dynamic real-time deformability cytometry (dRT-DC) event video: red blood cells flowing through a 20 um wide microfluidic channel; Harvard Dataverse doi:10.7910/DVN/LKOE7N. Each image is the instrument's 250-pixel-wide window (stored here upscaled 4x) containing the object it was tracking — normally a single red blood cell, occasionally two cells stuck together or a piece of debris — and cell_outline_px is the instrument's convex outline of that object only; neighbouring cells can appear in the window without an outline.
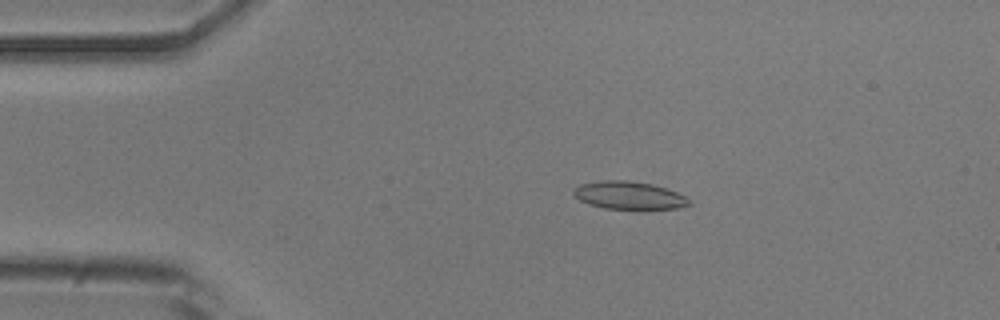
{"species": "common noctule bat (a hibernating species)", "species_latin": "Nyctalus noctula", "temperature_condition": "room temperature", "stored_images_in_passage": 52, "camera_frame_rate_fps": 3000, "um_per_image_px": 0.085, "animal": {"sex": "male", "body_mass_g": 20.5, "forearm_length_mm": 52.5}, "frame": {"image": 1, "passage_image": 10, "time_ms": 3.0, "image_size_px": [1000, 320], "cell_outline_px": [[692, 204], [676, 208], [604, 208], [588, 204], [580, 200], [572, 192], [572, 188], [580, 184], [600, 180], [628, 180], [652, 184], [676, 192], [684, 196]], "centroid_in_image_um": [53.4, 16.58], "position_along_channel_um": 31.6, "area_um2": 18.44}}
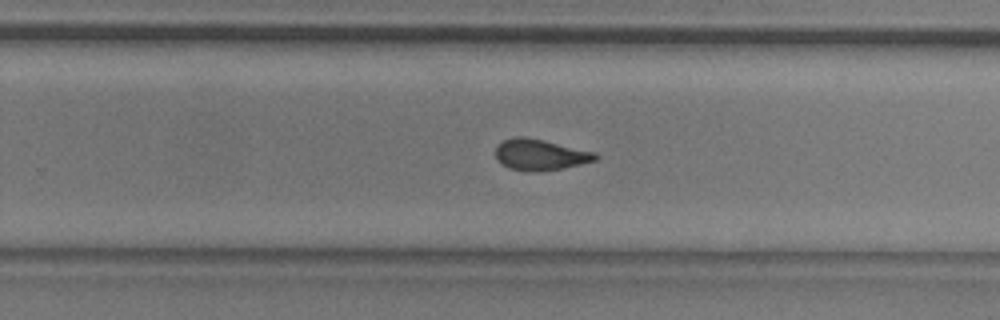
{"frame": {"image": 2, "passage_image": 33, "time_ms": 10.667, "image_size_px": [1000, 320], "cell_outline_px": [[600, 156], [596, 160], [580, 164], [560, 168], [508, 168], [496, 160], [496, 144], [504, 140], [516, 136], [524, 136], [544, 140], [596, 152]], "centroid_in_image_um": [45.92, 13.08], "position_along_channel_um": 283.9, "area_um2": 17.34}}
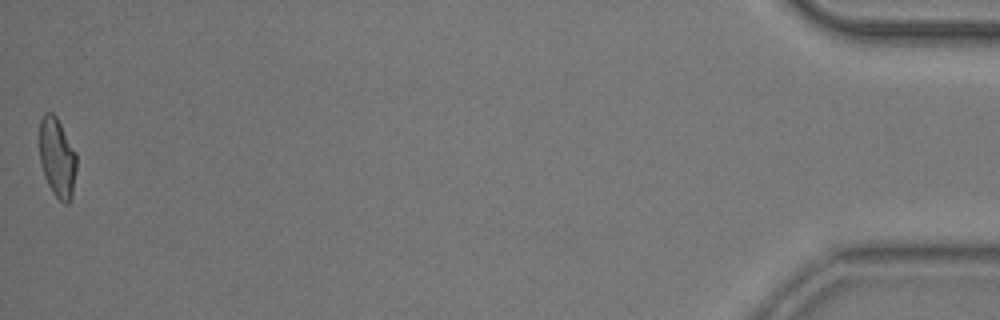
{"frame": {"image": 3, "passage_image": 52, "time_ms": 17.0, "image_size_px": [1000, 320], "cell_outline_px": [[76, 168], [72, 196], [68, 204], [64, 204], [52, 192], [44, 176], [40, 164], [40, 120], [44, 112], [52, 112], [56, 116], [76, 152]], "centroid_in_image_um": [4.86, 13.4], "position_along_channel_um": 430.3, "area_um2": 17.17}, "authors_computed_cell_mechanics": {"area_um2": 18.1781, "velocity_mm_per_s": 3.8708, "shape_relaxation_time_tau1_ms": 10.4227, "shape_relaxation_time_tau2_ms": 2.053, "deformation_change_tau1": 0.2169, "deformation_change_tau2": 0.0835}}